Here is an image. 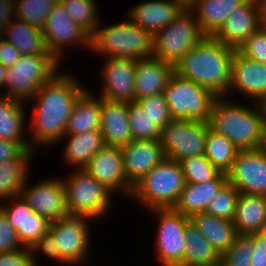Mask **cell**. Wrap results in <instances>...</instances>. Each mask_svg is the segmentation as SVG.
<instances>
[{
	"label": "cell",
	"mask_w": 266,
	"mask_h": 266,
	"mask_svg": "<svg viewBox=\"0 0 266 266\" xmlns=\"http://www.w3.org/2000/svg\"><path fill=\"white\" fill-rule=\"evenodd\" d=\"M58 72L42 85L32 101L34 113L28 129L32 134L31 146L49 147L65 135L67 121L76 100L88 89L75 76ZM37 144V145H36ZM43 145V146H42ZM48 145V146H47Z\"/></svg>",
	"instance_id": "obj_1"
},
{
	"label": "cell",
	"mask_w": 266,
	"mask_h": 266,
	"mask_svg": "<svg viewBox=\"0 0 266 266\" xmlns=\"http://www.w3.org/2000/svg\"><path fill=\"white\" fill-rule=\"evenodd\" d=\"M237 49L205 36L174 65V72L211 91L227 97L231 81V62Z\"/></svg>",
	"instance_id": "obj_2"
},
{
	"label": "cell",
	"mask_w": 266,
	"mask_h": 266,
	"mask_svg": "<svg viewBox=\"0 0 266 266\" xmlns=\"http://www.w3.org/2000/svg\"><path fill=\"white\" fill-rule=\"evenodd\" d=\"M251 104L217 97L212 104L209 127L228 138L239 150L259 149L266 128L265 107L261 103Z\"/></svg>",
	"instance_id": "obj_3"
},
{
	"label": "cell",
	"mask_w": 266,
	"mask_h": 266,
	"mask_svg": "<svg viewBox=\"0 0 266 266\" xmlns=\"http://www.w3.org/2000/svg\"><path fill=\"white\" fill-rule=\"evenodd\" d=\"M127 19L110 26H98L90 36V51L102 58L140 60L153 56V36Z\"/></svg>",
	"instance_id": "obj_4"
},
{
	"label": "cell",
	"mask_w": 266,
	"mask_h": 266,
	"mask_svg": "<svg viewBox=\"0 0 266 266\" xmlns=\"http://www.w3.org/2000/svg\"><path fill=\"white\" fill-rule=\"evenodd\" d=\"M185 184L180 162L165 157L133 186L131 197L148 211L173 208Z\"/></svg>",
	"instance_id": "obj_5"
},
{
	"label": "cell",
	"mask_w": 266,
	"mask_h": 266,
	"mask_svg": "<svg viewBox=\"0 0 266 266\" xmlns=\"http://www.w3.org/2000/svg\"><path fill=\"white\" fill-rule=\"evenodd\" d=\"M59 64L51 53L21 55L6 69L4 94L0 92V95L30 102L37 90L60 72Z\"/></svg>",
	"instance_id": "obj_6"
},
{
	"label": "cell",
	"mask_w": 266,
	"mask_h": 266,
	"mask_svg": "<svg viewBox=\"0 0 266 266\" xmlns=\"http://www.w3.org/2000/svg\"><path fill=\"white\" fill-rule=\"evenodd\" d=\"M93 220L95 219L87 213L67 212L59 220L50 222L48 232L54 238L55 251L70 266L80 265L93 257L89 250L92 245L89 222Z\"/></svg>",
	"instance_id": "obj_7"
},
{
	"label": "cell",
	"mask_w": 266,
	"mask_h": 266,
	"mask_svg": "<svg viewBox=\"0 0 266 266\" xmlns=\"http://www.w3.org/2000/svg\"><path fill=\"white\" fill-rule=\"evenodd\" d=\"M62 181L68 212L87 213L96 221L111 211L114 194L84 168L73 169Z\"/></svg>",
	"instance_id": "obj_8"
},
{
	"label": "cell",
	"mask_w": 266,
	"mask_h": 266,
	"mask_svg": "<svg viewBox=\"0 0 266 266\" xmlns=\"http://www.w3.org/2000/svg\"><path fill=\"white\" fill-rule=\"evenodd\" d=\"M163 93L172 119L209 122L217 97L208 89L174 72Z\"/></svg>",
	"instance_id": "obj_9"
},
{
	"label": "cell",
	"mask_w": 266,
	"mask_h": 266,
	"mask_svg": "<svg viewBox=\"0 0 266 266\" xmlns=\"http://www.w3.org/2000/svg\"><path fill=\"white\" fill-rule=\"evenodd\" d=\"M205 36L194 14L185 8L169 25L153 36V56L176 65Z\"/></svg>",
	"instance_id": "obj_10"
},
{
	"label": "cell",
	"mask_w": 266,
	"mask_h": 266,
	"mask_svg": "<svg viewBox=\"0 0 266 266\" xmlns=\"http://www.w3.org/2000/svg\"><path fill=\"white\" fill-rule=\"evenodd\" d=\"M149 212L158 221L154 256L158 258V262L160 261V266H179L185 255V230L190 217L173 208L152 209Z\"/></svg>",
	"instance_id": "obj_11"
},
{
	"label": "cell",
	"mask_w": 266,
	"mask_h": 266,
	"mask_svg": "<svg viewBox=\"0 0 266 266\" xmlns=\"http://www.w3.org/2000/svg\"><path fill=\"white\" fill-rule=\"evenodd\" d=\"M208 127L204 121L172 119L160 133L165 157L180 162L204 154Z\"/></svg>",
	"instance_id": "obj_12"
},
{
	"label": "cell",
	"mask_w": 266,
	"mask_h": 266,
	"mask_svg": "<svg viewBox=\"0 0 266 266\" xmlns=\"http://www.w3.org/2000/svg\"><path fill=\"white\" fill-rule=\"evenodd\" d=\"M42 33L47 49L59 62H62L64 47L68 45H78L90 51V35L74 22L59 1L50 11Z\"/></svg>",
	"instance_id": "obj_13"
},
{
	"label": "cell",
	"mask_w": 266,
	"mask_h": 266,
	"mask_svg": "<svg viewBox=\"0 0 266 266\" xmlns=\"http://www.w3.org/2000/svg\"><path fill=\"white\" fill-rule=\"evenodd\" d=\"M226 175L239 193L266 196V157L260 149L239 150Z\"/></svg>",
	"instance_id": "obj_14"
},
{
	"label": "cell",
	"mask_w": 266,
	"mask_h": 266,
	"mask_svg": "<svg viewBox=\"0 0 266 266\" xmlns=\"http://www.w3.org/2000/svg\"><path fill=\"white\" fill-rule=\"evenodd\" d=\"M28 179L22 189L21 196L30 208L46 218L49 222L59 220L68 212L65 196V185L62 178L56 176L33 185Z\"/></svg>",
	"instance_id": "obj_15"
},
{
	"label": "cell",
	"mask_w": 266,
	"mask_h": 266,
	"mask_svg": "<svg viewBox=\"0 0 266 266\" xmlns=\"http://www.w3.org/2000/svg\"><path fill=\"white\" fill-rule=\"evenodd\" d=\"M102 67L100 78L104 83L98 96L114 102H135L136 60L104 57Z\"/></svg>",
	"instance_id": "obj_16"
},
{
	"label": "cell",
	"mask_w": 266,
	"mask_h": 266,
	"mask_svg": "<svg viewBox=\"0 0 266 266\" xmlns=\"http://www.w3.org/2000/svg\"><path fill=\"white\" fill-rule=\"evenodd\" d=\"M84 169L114 195L119 192L131 197L133 186L126 178L120 147L105 145Z\"/></svg>",
	"instance_id": "obj_17"
},
{
	"label": "cell",
	"mask_w": 266,
	"mask_h": 266,
	"mask_svg": "<svg viewBox=\"0 0 266 266\" xmlns=\"http://www.w3.org/2000/svg\"><path fill=\"white\" fill-rule=\"evenodd\" d=\"M243 94L252 102L263 104L266 101V65L253 61L237 50L231 62V81L228 95L231 92Z\"/></svg>",
	"instance_id": "obj_18"
},
{
	"label": "cell",
	"mask_w": 266,
	"mask_h": 266,
	"mask_svg": "<svg viewBox=\"0 0 266 266\" xmlns=\"http://www.w3.org/2000/svg\"><path fill=\"white\" fill-rule=\"evenodd\" d=\"M259 27H261L259 1L247 0L228 15L213 37L226 46L238 49Z\"/></svg>",
	"instance_id": "obj_19"
},
{
	"label": "cell",
	"mask_w": 266,
	"mask_h": 266,
	"mask_svg": "<svg viewBox=\"0 0 266 266\" xmlns=\"http://www.w3.org/2000/svg\"><path fill=\"white\" fill-rule=\"evenodd\" d=\"M121 148L128 182L134 186L164 158L158 140H132Z\"/></svg>",
	"instance_id": "obj_20"
},
{
	"label": "cell",
	"mask_w": 266,
	"mask_h": 266,
	"mask_svg": "<svg viewBox=\"0 0 266 266\" xmlns=\"http://www.w3.org/2000/svg\"><path fill=\"white\" fill-rule=\"evenodd\" d=\"M185 7L175 0H144L128 10V18L154 36L169 25Z\"/></svg>",
	"instance_id": "obj_21"
},
{
	"label": "cell",
	"mask_w": 266,
	"mask_h": 266,
	"mask_svg": "<svg viewBox=\"0 0 266 266\" xmlns=\"http://www.w3.org/2000/svg\"><path fill=\"white\" fill-rule=\"evenodd\" d=\"M100 132L104 144L122 147L133 140L128 119V103L108 101L100 97Z\"/></svg>",
	"instance_id": "obj_22"
},
{
	"label": "cell",
	"mask_w": 266,
	"mask_h": 266,
	"mask_svg": "<svg viewBox=\"0 0 266 266\" xmlns=\"http://www.w3.org/2000/svg\"><path fill=\"white\" fill-rule=\"evenodd\" d=\"M174 73V65L155 56L136 60L135 101L164 92Z\"/></svg>",
	"instance_id": "obj_23"
},
{
	"label": "cell",
	"mask_w": 266,
	"mask_h": 266,
	"mask_svg": "<svg viewBox=\"0 0 266 266\" xmlns=\"http://www.w3.org/2000/svg\"><path fill=\"white\" fill-rule=\"evenodd\" d=\"M227 183V175L220 173L214 180L204 183H186L173 209L184 216L205 212L208 203Z\"/></svg>",
	"instance_id": "obj_24"
},
{
	"label": "cell",
	"mask_w": 266,
	"mask_h": 266,
	"mask_svg": "<svg viewBox=\"0 0 266 266\" xmlns=\"http://www.w3.org/2000/svg\"><path fill=\"white\" fill-rule=\"evenodd\" d=\"M233 224L239 235L266 230V196L240 193Z\"/></svg>",
	"instance_id": "obj_25"
},
{
	"label": "cell",
	"mask_w": 266,
	"mask_h": 266,
	"mask_svg": "<svg viewBox=\"0 0 266 266\" xmlns=\"http://www.w3.org/2000/svg\"><path fill=\"white\" fill-rule=\"evenodd\" d=\"M63 139L66 140V145L62 158L67 166L74 169L85 168L92 157L105 146L100 130L64 135L59 142Z\"/></svg>",
	"instance_id": "obj_26"
},
{
	"label": "cell",
	"mask_w": 266,
	"mask_h": 266,
	"mask_svg": "<svg viewBox=\"0 0 266 266\" xmlns=\"http://www.w3.org/2000/svg\"><path fill=\"white\" fill-rule=\"evenodd\" d=\"M247 0H196L188 9L206 36H213L228 15Z\"/></svg>",
	"instance_id": "obj_27"
},
{
	"label": "cell",
	"mask_w": 266,
	"mask_h": 266,
	"mask_svg": "<svg viewBox=\"0 0 266 266\" xmlns=\"http://www.w3.org/2000/svg\"><path fill=\"white\" fill-rule=\"evenodd\" d=\"M24 102L0 95V139L16 141L26 150H35L31 139H25L26 115ZM24 131V132H23Z\"/></svg>",
	"instance_id": "obj_28"
},
{
	"label": "cell",
	"mask_w": 266,
	"mask_h": 266,
	"mask_svg": "<svg viewBox=\"0 0 266 266\" xmlns=\"http://www.w3.org/2000/svg\"><path fill=\"white\" fill-rule=\"evenodd\" d=\"M190 222L199 229L220 256L230 248L239 235L233 221L205 212L193 214Z\"/></svg>",
	"instance_id": "obj_29"
},
{
	"label": "cell",
	"mask_w": 266,
	"mask_h": 266,
	"mask_svg": "<svg viewBox=\"0 0 266 266\" xmlns=\"http://www.w3.org/2000/svg\"><path fill=\"white\" fill-rule=\"evenodd\" d=\"M86 90L75 102L66 125L65 135L84 133L100 129V96Z\"/></svg>",
	"instance_id": "obj_30"
},
{
	"label": "cell",
	"mask_w": 266,
	"mask_h": 266,
	"mask_svg": "<svg viewBox=\"0 0 266 266\" xmlns=\"http://www.w3.org/2000/svg\"><path fill=\"white\" fill-rule=\"evenodd\" d=\"M0 37L10 42L21 55H44L45 53H50L42 30L16 18L5 26Z\"/></svg>",
	"instance_id": "obj_31"
},
{
	"label": "cell",
	"mask_w": 266,
	"mask_h": 266,
	"mask_svg": "<svg viewBox=\"0 0 266 266\" xmlns=\"http://www.w3.org/2000/svg\"><path fill=\"white\" fill-rule=\"evenodd\" d=\"M35 150H27L19 159H9L0 163V199L21 196L29 179L31 161Z\"/></svg>",
	"instance_id": "obj_32"
},
{
	"label": "cell",
	"mask_w": 266,
	"mask_h": 266,
	"mask_svg": "<svg viewBox=\"0 0 266 266\" xmlns=\"http://www.w3.org/2000/svg\"><path fill=\"white\" fill-rule=\"evenodd\" d=\"M186 250L179 266H213L220 264V255L211 243L189 222L185 230Z\"/></svg>",
	"instance_id": "obj_33"
},
{
	"label": "cell",
	"mask_w": 266,
	"mask_h": 266,
	"mask_svg": "<svg viewBox=\"0 0 266 266\" xmlns=\"http://www.w3.org/2000/svg\"><path fill=\"white\" fill-rule=\"evenodd\" d=\"M239 149L224 135L208 127L205 145V157L222 173H227Z\"/></svg>",
	"instance_id": "obj_34"
},
{
	"label": "cell",
	"mask_w": 266,
	"mask_h": 266,
	"mask_svg": "<svg viewBox=\"0 0 266 266\" xmlns=\"http://www.w3.org/2000/svg\"><path fill=\"white\" fill-rule=\"evenodd\" d=\"M70 17L90 36L100 23L95 0H58Z\"/></svg>",
	"instance_id": "obj_35"
},
{
	"label": "cell",
	"mask_w": 266,
	"mask_h": 266,
	"mask_svg": "<svg viewBox=\"0 0 266 266\" xmlns=\"http://www.w3.org/2000/svg\"><path fill=\"white\" fill-rule=\"evenodd\" d=\"M15 18L42 30L58 0H14Z\"/></svg>",
	"instance_id": "obj_36"
},
{
	"label": "cell",
	"mask_w": 266,
	"mask_h": 266,
	"mask_svg": "<svg viewBox=\"0 0 266 266\" xmlns=\"http://www.w3.org/2000/svg\"><path fill=\"white\" fill-rule=\"evenodd\" d=\"M186 183L198 184L214 180L221 172L204 154L187 157L180 161Z\"/></svg>",
	"instance_id": "obj_37"
},
{
	"label": "cell",
	"mask_w": 266,
	"mask_h": 266,
	"mask_svg": "<svg viewBox=\"0 0 266 266\" xmlns=\"http://www.w3.org/2000/svg\"><path fill=\"white\" fill-rule=\"evenodd\" d=\"M239 191L227 182L208 203L205 213L233 221Z\"/></svg>",
	"instance_id": "obj_38"
},
{
	"label": "cell",
	"mask_w": 266,
	"mask_h": 266,
	"mask_svg": "<svg viewBox=\"0 0 266 266\" xmlns=\"http://www.w3.org/2000/svg\"><path fill=\"white\" fill-rule=\"evenodd\" d=\"M128 119L133 140L160 141L161 130L152 123L149 116L136 102L128 103Z\"/></svg>",
	"instance_id": "obj_39"
},
{
	"label": "cell",
	"mask_w": 266,
	"mask_h": 266,
	"mask_svg": "<svg viewBox=\"0 0 266 266\" xmlns=\"http://www.w3.org/2000/svg\"><path fill=\"white\" fill-rule=\"evenodd\" d=\"M253 234L238 235L230 248L221 255V266H251Z\"/></svg>",
	"instance_id": "obj_40"
},
{
	"label": "cell",
	"mask_w": 266,
	"mask_h": 266,
	"mask_svg": "<svg viewBox=\"0 0 266 266\" xmlns=\"http://www.w3.org/2000/svg\"><path fill=\"white\" fill-rule=\"evenodd\" d=\"M149 116L152 123L162 130L171 120L164 93L147 96L135 101Z\"/></svg>",
	"instance_id": "obj_41"
},
{
	"label": "cell",
	"mask_w": 266,
	"mask_h": 266,
	"mask_svg": "<svg viewBox=\"0 0 266 266\" xmlns=\"http://www.w3.org/2000/svg\"><path fill=\"white\" fill-rule=\"evenodd\" d=\"M50 222L34 212L25 201L24 247L30 248L49 230Z\"/></svg>",
	"instance_id": "obj_42"
},
{
	"label": "cell",
	"mask_w": 266,
	"mask_h": 266,
	"mask_svg": "<svg viewBox=\"0 0 266 266\" xmlns=\"http://www.w3.org/2000/svg\"><path fill=\"white\" fill-rule=\"evenodd\" d=\"M0 201V209L5 213L8 221L16 231L19 242L24 247L25 200L22 196H16L9 198L8 201H3V203L2 200Z\"/></svg>",
	"instance_id": "obj_43"
},
{
	"label": "cell",
	"mask_w": 266,
	"mask_h": 266,
	"mask_svg": "<svg viewBox=\"0 0 266 266\" xmlns=\"http://www.w3.org/2000/svg\"><path fill=\"white\" fill-rule=\"evenodd\" d=\"M243 56L266 65V30L261 26L239 46Z\"/></svg>",
	"instance_id": "obj_44"
},
{
	"label": "cell",
	"mask_w": 266,
	"mask_h": 266,
	"mask_svg": "<svg viewBox=\"0 0 266 266\" xmlns=\"http://www.w3.org/2000/svg\"><path fill=\"white\" fill-rule=\"evenodd\" d=\"M32 258L34 260L35 266H39L37 260V253H42L44 256L51 258L56 262H59L61 265L69 266V264L62 258V256L55 251V242L53 236L47 232L44 234L38 241H36L30 248Z\"/></svg>",
	"instance_id": "obj_45"
},
{
	"label": "cell",
	"mask_w": 266,
	"mask_h": 266,
	"mask_svg": "<svg viewBox=\"0 0 266 266\" xmlns=\"http://www.w3.org/2000/svg\"><path fill=\"white\" fill-rule=\"evenodd\" d=\"M23 246L19 242L16 231L0 209V253L16 252Z\"/></svg>",
	"instance_id": "obj_46"
},
{
	"label": "cell",
	"mask_w": 266,
	"mask_h": 266,
	"mask_svg": "<svg viewBox=\"0 0 266 266\" xmlns=\"http://www.w3.org/2000/svg\"><path fill=\"white\" fill-rule=\"evenodd\" d=\"M0 266H35L31 251L27 247L16 252L0 253Z\"/></svg>",
	"instance_id": "obj_47"
},
{
	"label": "cell",
	"mask_w": 266,
	"mask_h": 266,
	"mask_svg": "<svg viewBox=\"0 0 266 266\" xmlns=\"http://www.w3.org/2000/svg\"><path fill=\"white\" fill-rule=\"evenodd\" d=\"M253 248L251 266H266V230L253 233Z\"/></svg>",
	"instance_id": "obj_48"
},
{
	"label": "cell",
	"mask_w": 266,
	"mask_h": 266,
	"mask_svg": "<svg viewBox=\"0 0 266 266\" xmlns=\"http://www.w3.org/2000/svg\"><path fill=\"white\" fill-rule=\"evenodd\" d=\"M27 150L16 141L0 139V163L9 159H19Z\"/></svg>",
	"instance_id": "obj_49"
},
{
	"label": "cell",
	"mask_w": 266,
	"mask_h": 266,
	"mask_svg": "<svg viewBox=\"0 0 266 266\" xmlns=\"http://www.w3.org/2000/svg\"><path fill=\"white\" fill-rule=\"evenodd\" d=\"M21 53L10 43L0 37V63L6 68L12 67Z\"/></svg>",
	"instance_id": "obj_50"
},
{
	"label": "cell",
	"mask_w": 266,
	"mask_h": 266,
	"mask_svg": "<svg viewBox=\"0 0 266 266\" xmlns=\"http://www.w3.org/2000/svg\"><path fill=\"white\" fill-rule=\"evenodd\" d=\"M15 1L0 0V36L9 24L15 18Z\"/></svg>",
	"instance_id": "obj_51"
},
{
	"label": "cell",
	"mask_w": 266,
	"mask_h": 266,
	"mask_svg": "<svg viewBox=\"0 0 266 266\" xmlns=\"http://www.w3.org/2000/svg\"><path fill=\"white\" fill-rule=\"evenodd\" d=\"M260 4L261 26L266 30V0H258Z\"/></svg>",
	"instance_id": "obj_52"
},
{
	"label": "cell",
	"mask_w": 266,
	"mask_h": 266,
	"mask_svg": "<svg viewBox=\"0 0 266 266\" xmlns=\"http://www.w3.org/2000/svg\"><path fill=\"white\" fill-rule=\"evenodd\" d=\"M6 67L0 63V90H4L5 87V76H6Z\"/></svg>",
	"instance_id": "obj_53"
},
{
	"label": "cell",
	"mask_w": 266,
	"mask_h": 266,
	"mask_svg": "<svg viewBox=\"0 0 266 266\" xmlns=\"http://www.w3.org/2000/svg\"><path fill=\"white\" fill-rule=\"evenodd\" d=\"M259 149L263 152V154L266 157V128L264 129V132H263V141L261 142V145H260V148Z\"/></svg>",
	"instance_id": "obj_54"
},
{
	"label": "cell",
	"mask_w": 266,
	"mask_h": 266,
	"mask_svg": "<svg viewBox=\"0 0 266 266\" xmlns=\"http://www.w3.org/2000/svg\"><path fill=\"white\" fill-rule=\"evenodd\" d=\"M181 3L185 8H189L196 0H175Z\"/></svg>",
	"instance_id": "obj_55"
},
{
	"label": "cell",
	"mask_w": 266,
	"mask_h": 266,
	"mask_svg": "<svg viewBox=\"0 0 266 266\" xmlns=\"http://www.w3.org/2000/svg\"><path fill=\"white\" fill-rule=\"evenodd\" d=\"M264 107H265V113H266V101L263 103Z\"/></svg>",
	"instance_id": "obj_56"
}]
</instances>
